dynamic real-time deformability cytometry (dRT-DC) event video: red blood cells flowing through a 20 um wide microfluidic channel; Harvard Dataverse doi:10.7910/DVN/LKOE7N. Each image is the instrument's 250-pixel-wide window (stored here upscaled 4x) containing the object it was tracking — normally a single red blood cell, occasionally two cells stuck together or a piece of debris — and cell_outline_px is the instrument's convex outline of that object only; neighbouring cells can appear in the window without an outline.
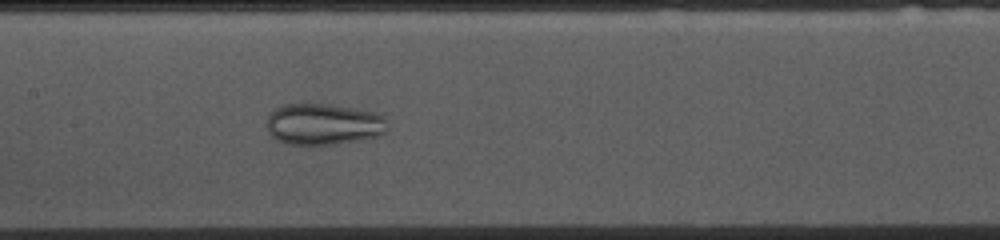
{"species": "common noctule bat (a hibernating species)", "species_latin": "Nyctalus noctula", "temperature_condition": "cold", "stored_images_in_passage": 53, "camera_frame_rate_fps": 3000, "um_per_image_px": 0.085, "animal": {"sex": "female", "body_mass_g": 10.0, "forearm_length_mm": 53.1}, "frame": {"image": 1, "passage_image": 24, "time_ms": 7.667, "image_size_px": [1000, 240], "cell_outline_px": [[388, 132], [376, 136], [360, 140], [312, 148], [288, 144], [276, 140], [268, 132], [268, 116], [276, 108], [284, 104], [328, 104], [356, 108], [372, 112], [384, 116]], "centroid_in_image_um": [27.48, 10.6], "position_along_channel_um": 179.9, "area_um2": 29.71}}
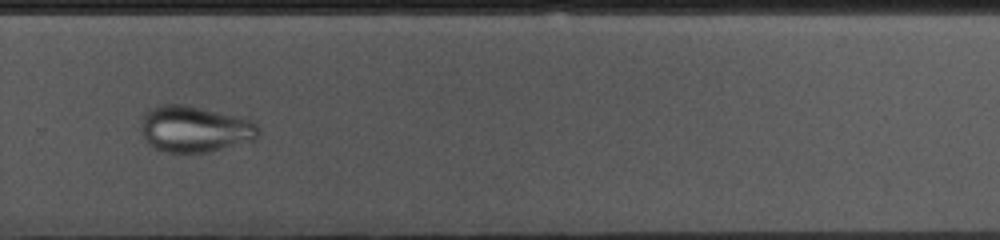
{"frame": {"image": 2, "passage_image": 35, "time_ms": 11.333, "image_size_px": [1000, 240], "cell_outline_px": [[260, 136], [252, 140], [208, 152], [164, 152], [156, 148], [144, 140], [140, 132], [140, 128], [144, 112], [148, 108], [160, 104], [184, 104], [236, 116], [252, 120], [260, 128]], "centroid_in_image_um": [16.51, 10.95], "position_along_channel_um": 313.3, "area_um2": 31.79}}
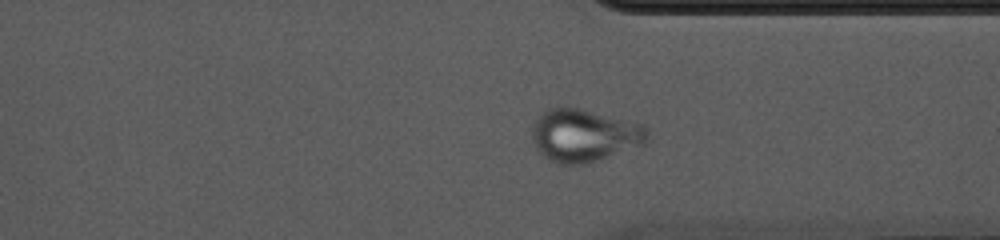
{"frame": {"image": 3, "passage_image": 39, "time_ms": 12.667, "image_size_px": [1000, 240], "cell_outline_px": [[648, 140], [644, 144], [584, 164], [556, 164], [548, 160], [536, 148], [532, 140], [532, 124], [548, 108], [580, 108], [628, 120], [640, 124], [648, 128]], "centroid_in_image_um": [49.64, 11.51], "position_along_channel_um": 361.8, "area_um2": 35.14}}